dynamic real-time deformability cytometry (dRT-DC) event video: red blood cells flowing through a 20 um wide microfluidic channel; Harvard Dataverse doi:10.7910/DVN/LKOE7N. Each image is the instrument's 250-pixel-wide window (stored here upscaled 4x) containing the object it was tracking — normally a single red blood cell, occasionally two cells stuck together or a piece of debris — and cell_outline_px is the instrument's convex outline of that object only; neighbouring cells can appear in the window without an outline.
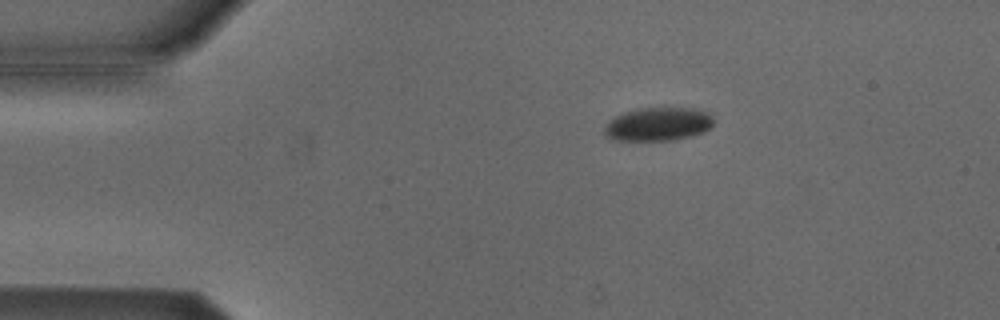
{"species": "Egyptian fruit bat (a non-hibernating species)", "species_latin": "Rousettus aegyptiacus", "temperature_condition": "cold", "stored_images_in_passage": 6, "camera_frame_rate_fps": 3000, "um_per_image_px": 0.085, "animal": {"sex": "male"}, "frame": {"image": 1, "passage_image": 3, "time_ms": 0.667, "image_size_px": [1000, 320], "cell_outline_px": [[712, 124], [704, 132], [672, 140], [612, 140], [604, 136], [604, 128], [608, 120], [624, 112], [636, 108], [696, 108], [708, 112], [712, 116]], "centroid_in_image_um": [55.89, 10.54], "position_along_channel_um": 29.1, "area_um2": 21.33}}